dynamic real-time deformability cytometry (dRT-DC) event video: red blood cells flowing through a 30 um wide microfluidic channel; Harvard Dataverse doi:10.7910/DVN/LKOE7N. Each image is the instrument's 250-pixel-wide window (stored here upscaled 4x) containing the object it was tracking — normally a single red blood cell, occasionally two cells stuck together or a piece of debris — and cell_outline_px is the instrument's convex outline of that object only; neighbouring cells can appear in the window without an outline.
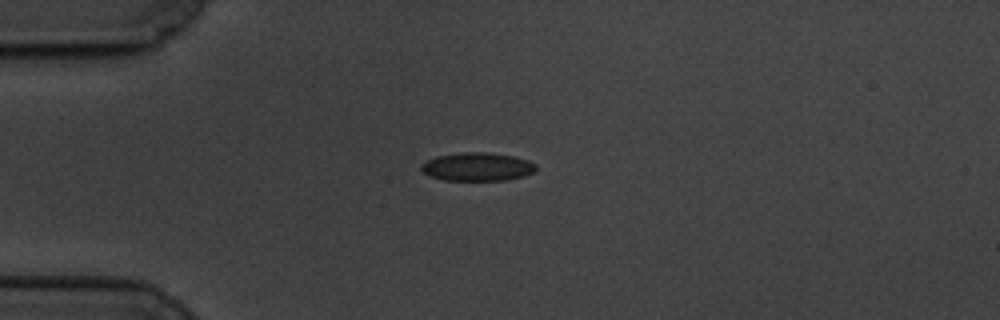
{"species": "common noctule bat (a hibernating species)", "species_latin": "Nyctalus noctula", "temperature_condition": "cold", "stored_images_in_passage": 1, "camera_frame_rate_fps": 3000, "um_per_image_px": 0.085, "animal": {"sex": "male", "body_mass_g": 19.5, "forearm_length_mm": 54.6}, "frame": {"image": 1, "passage_image": 1, "time_ms": 0.0, "image_size_px": [1000, 320], "cell_outline_px": [[536, 168], [532, 172], [524, 176], [504, 180], [444, 180], [432, 176], [424, 172], [420, 168], [420, 164], [436, 156], [460, 152], [484, 152], [512, 156], [528, 160], [536, 164]], "centroid_in_image_um": [40.56, 14.17], "position_along_channel_um": 44.4, "area_um2": 18.79}}